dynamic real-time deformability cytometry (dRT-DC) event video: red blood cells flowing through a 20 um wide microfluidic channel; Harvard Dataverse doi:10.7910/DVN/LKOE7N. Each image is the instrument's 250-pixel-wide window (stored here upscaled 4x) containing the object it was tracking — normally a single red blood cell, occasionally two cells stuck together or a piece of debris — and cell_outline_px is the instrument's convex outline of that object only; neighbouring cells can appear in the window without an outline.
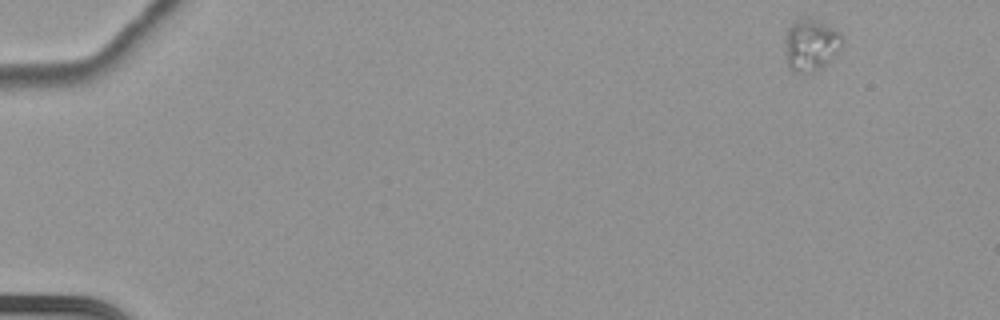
{"species": "common noctule bat (a hibernating species)", "species_latin": "Nyctalus noctula", "temperature_condition": "cold", "stored_images_in_passage": 57, "camera_frame_rate_fps": 3000, "um_per_image_px": 0.085, "animal": {"sex": "female", "body_mass_g": 22.7, "forearm_length_mm": 54.2}, "frame": {"image": 1, "passage_image": 1, "time_ms": 0.0, "image_size_px": [1000, 320], "cell_outline_px": [[844, 44], [836, 56], [828, 64], [804, 76], [792, 72], [788, 64], [784, 40], [788, 28], [792, 20], [800, 16], [812, 16], [836, 28], [844, 36]], "centroid_in_image_um": [68.96, 3.78], "position_along_channel_um": 16.0, "area_um2": 18.61}}
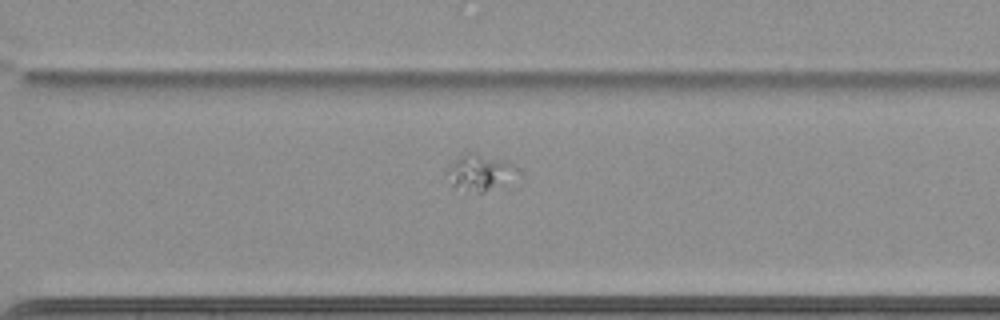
{"frame": {"image": 2, "passage_image": 41, "time_ms": 13.333, "image_size_px": [1000, 320], "cell_outline_px": [[512, 164], [484, 192], [464, 192], [452, 188], [448, 172], [448, 168], [464, 152], [476, 152], [508, 160]], "centroid_in_image_um": [40.48, 14.59], "position_along_channel_um": 330.1, "area_um2": 13.01}}
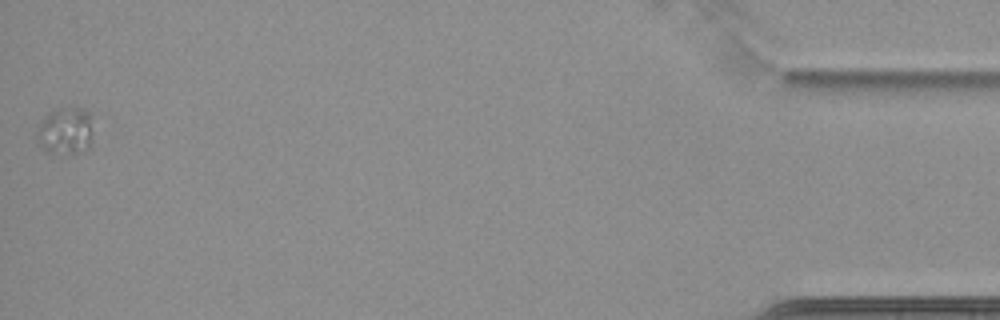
{"frame": {"image": 3, "passage_image": 57, "time_ms": 18.667, "image_size_px": [1000, 320], "cell_outline_px": [[92, 148], [68, 156], [44, 152], [36, 136], [36, 132], [44, 116], [52, 108], [68, 104], [76, 104], [92, 112]], "centroid_in_image_um": [5.61, 11.08], "position_along_channel_um": 429.6, "area_um2": 16.99}}